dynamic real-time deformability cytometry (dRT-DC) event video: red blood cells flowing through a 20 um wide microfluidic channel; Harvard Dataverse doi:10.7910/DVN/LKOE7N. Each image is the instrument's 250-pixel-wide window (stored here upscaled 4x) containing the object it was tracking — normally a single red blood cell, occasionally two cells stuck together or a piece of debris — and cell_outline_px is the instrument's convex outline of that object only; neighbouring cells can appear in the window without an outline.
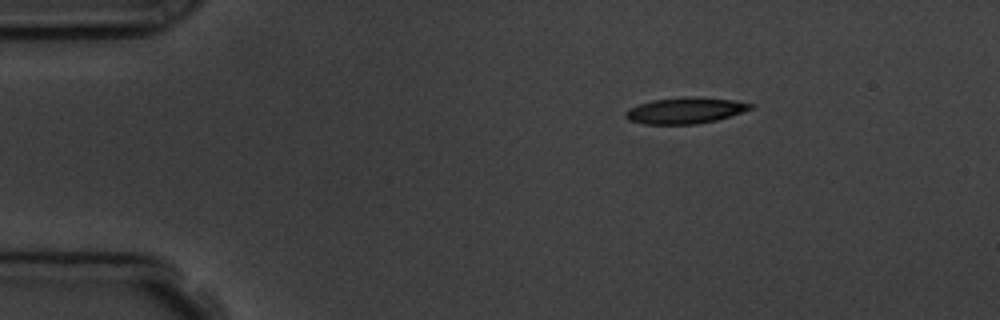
{"species": "common noctule bat (a hibernating species)", "species_latin": "Nyctalus noctula", "temperature_condition": "room temperature", "stored_images_in_passage": 3, "camera_frame_rate_fps": 3000, "um_per_image_px": 0.085, "animal": {"sex": "male", "body_mass_g": 19.5, "forearm_length_mm": 54.6}, "frame": {"image": 1, "passage_image": 1, "time_ms": 0.0, "image_size_px": [1000, 320], "cell_outline_px": [[756, 104], [752, 108], [716, 120], [696, 124], [644, 124], [628, 120], [624, 116], [624, 112], [628, 108], [652, 100], [688, 96], [736, 100]], "centroid_in_image_um": [58.22, 9.39], "position_along_channel_um": 26.8, "area_um2": 19.02}}
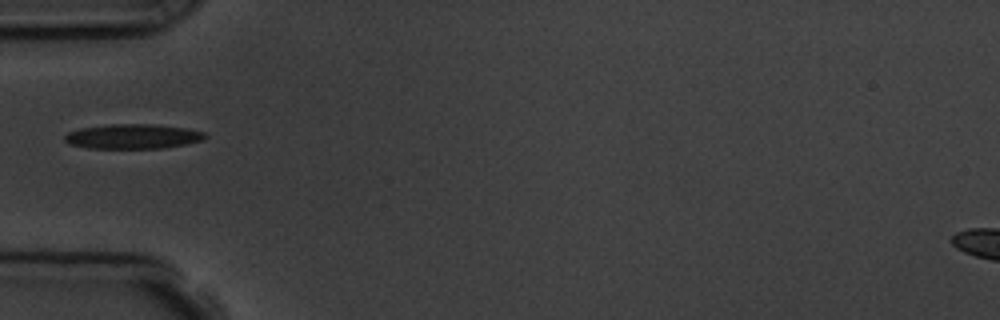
{"frame": {"image": 2, "passage_image": 3, "time_ms": 3.0, "image_size_px": [1000, 320], "cell_outline_px": [[208, 136], [200, 140], [184, 144], [160, 148], [88, 148], [68, 144], [64, 140], [64, 136], [68, 132], [80, 128], [112, 124], [152, 124], [184, 128], [204, 132]], "centroid_in_image_um": [11.23, 11.59], "position_along_channel_um": 73.8, "area_um2": 20.0}}